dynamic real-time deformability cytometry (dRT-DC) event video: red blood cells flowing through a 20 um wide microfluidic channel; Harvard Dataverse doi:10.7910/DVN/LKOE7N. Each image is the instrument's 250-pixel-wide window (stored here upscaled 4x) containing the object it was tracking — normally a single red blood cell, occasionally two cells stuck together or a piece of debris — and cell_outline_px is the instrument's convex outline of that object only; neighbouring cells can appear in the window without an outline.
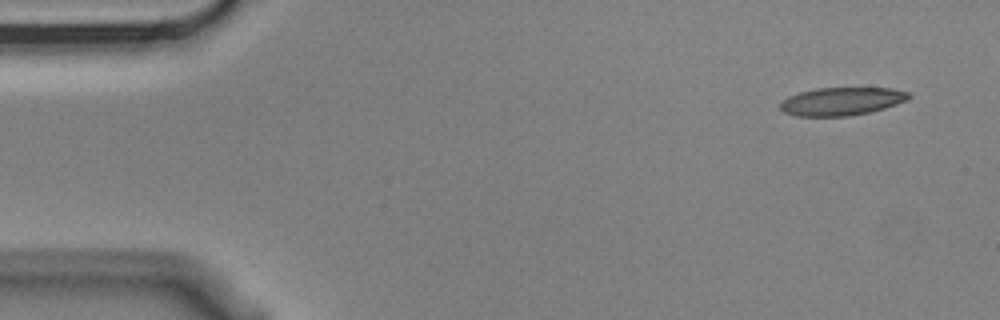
{"species": "Egyptian fruit bat (a non-hibernating species)", "species_latin": "Rousettus aegyptiacus", "temperature_condition": "cold", "stored_images_in_passage": 5, "camera_frame_rate_fps": 3000, "um_per_image_px": 0.085, "animal": {"sex": "male"}, "frame": {"image": 1, "passage_image": 1, "time_ms": 0.0, "image_size_px": [1000, 320], "cell_outline_px": [[912, 96], [908, 100], [884, 108], [868, 112], [848, 116], [796, 116], [784, 112], [780, 108], [780, 104], [788, 96], [800, 92], [816, 88], [892, 88], [908, 92]], "centroid_in_image_um": [71.55, 8.61], "position_along_channel_um": 13.5, "area_um2": 20.92}}
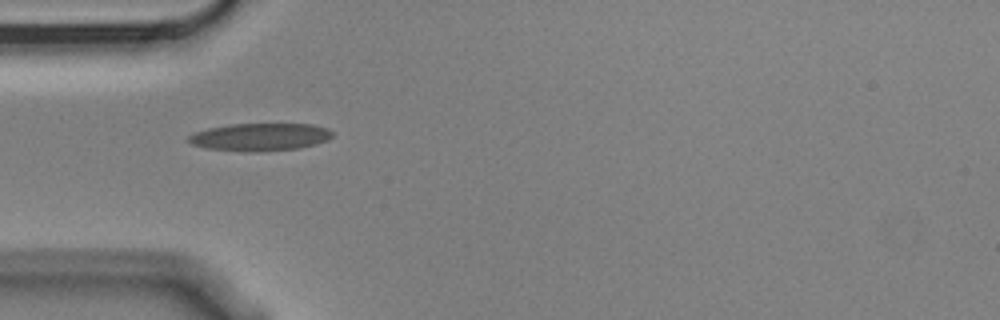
{"frame": {"image": 2, "passage_image": 4, "time_ms": 1.0, "image_size_px": [1000, 320], "cell_outline_px": [[332, 136], [328, 140], [316, 144], [296, 148], [260, 152], [244, 152], [204, 148], [192, 144], [188, 140], [188, 136], [196, 132], [208, 128], [232, 124], [312, 124], [328, 128], [332, 132]], "centroid_in_image_um": [22.1, 11.65], "position_along_channel_um": 62.9, "area_um2": 23.24}}
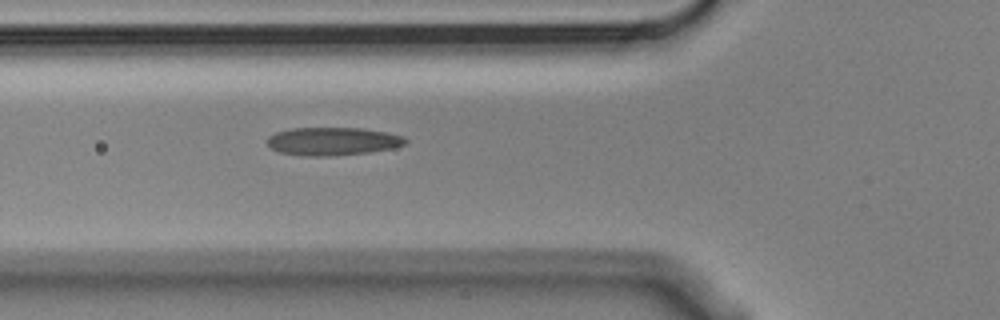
{"frame": {"image": 3, "passage_image": 5, "time_ms": 1.333, "image_size_px": [1000, 320], "cell_outline_px": [[408, 144], [392, 148], [368, 152], [328, 156], [308, 156], [280, 152], [272, 148], [264, 140], [268, 136], [276, 132], [292, 128], [364, 128], [404, 136], [408, 140]], "centroid_in_image_um": [28.28, 12.0], "position_along_channel_um": 97.5, "area_um2": 22.6}}